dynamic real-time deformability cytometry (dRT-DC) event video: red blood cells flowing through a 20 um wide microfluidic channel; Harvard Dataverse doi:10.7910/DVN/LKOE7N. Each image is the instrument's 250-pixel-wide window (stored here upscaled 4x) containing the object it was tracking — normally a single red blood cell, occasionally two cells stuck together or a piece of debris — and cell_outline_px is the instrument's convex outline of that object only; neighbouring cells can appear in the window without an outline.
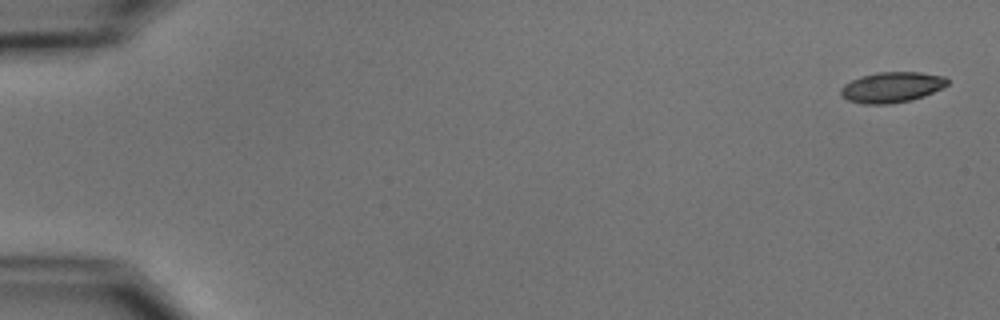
{"species": "common noctule bat (a hibernating species)", "species_latin": "Nyctalus noctula", "temperature_condition": "cold", "stored_images_in_passage": 11, "camera_frame_rate_fps": 3000, "um_per_image_px": 0.085, "animal": {"sex": "male", "body_mass_g": 15.6}, "frame": {"image": 1, "passage_image": 1, "time_ms": 0.0, "image_size_px": [1000, 320], "cell_outline_px": [[948, 84], [944, 88], [924, 96], [912, 100], [888, 104], [864, 104], [848, 100], [840, 96], [840, 88], [844, 84], [860, 76], [876, 72], [920, 72], [944, 76], [948, 80]], "centroid_in_image_um": [75.8, 7.41], "position_along_channel_um": 9.2, "area_um2": 19.19}}
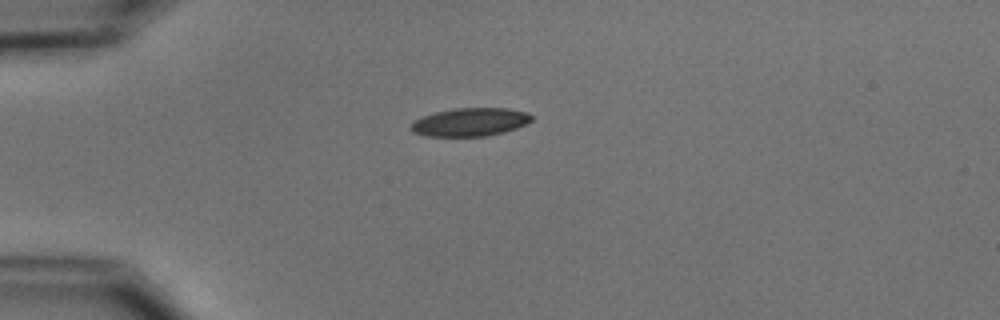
{"frame": {"image": 2, "passage_image": 4, "time_ms": 4.333, "image_size_px": [1000, 320], "cell_outline_px": [[532, 120], [516, 128], [504, 132], [488, 136], [428, 136], [412, 132], [408, 128], [408, 124], [412, 120], [436, 112], [452, 108], [508, 108], [528, 112], [532, 116]], "centroid_in_image_um": [39.91, 10.37], "position_along_channel_um": 45.1, "area_um2": 20.06}}